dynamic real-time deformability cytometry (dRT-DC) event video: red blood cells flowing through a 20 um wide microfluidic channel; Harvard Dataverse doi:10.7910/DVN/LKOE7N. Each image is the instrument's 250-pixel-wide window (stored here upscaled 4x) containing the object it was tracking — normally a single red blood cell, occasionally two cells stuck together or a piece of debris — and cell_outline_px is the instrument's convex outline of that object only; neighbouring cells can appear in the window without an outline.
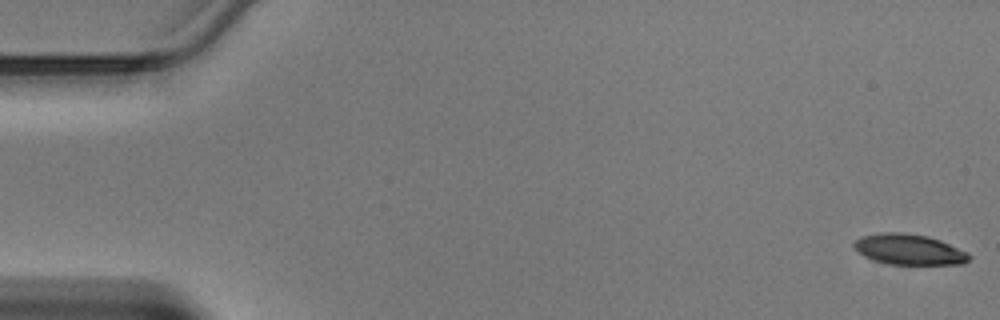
{"species": "Egyptian fruit bat (a non-hibernating species)", "species_latin": "Rousettus aegyptiacus", "temperature_condition": "warm", "stored_images_in_passage": 15, "camera_frame_rate_fps": 3000, "um_per_image_px": 0.085, "animal": {"sex": "male"}, "frame": {"image": 1, "passage_image": 1, "time_ms": 0.0, "image_size_px": [1000, 320], "cell_outline_px": [[972, 256], [964, 264], [888, 264], [864, 256], [852, 244], [860, 236], [876, 232], [904, 232], [928, 236], [940, 240], [968, 252]], "centroid_in_image_um": [77.28, 21.18], "position_along_channel_um": 7.7, "area_um2": 20.58}}
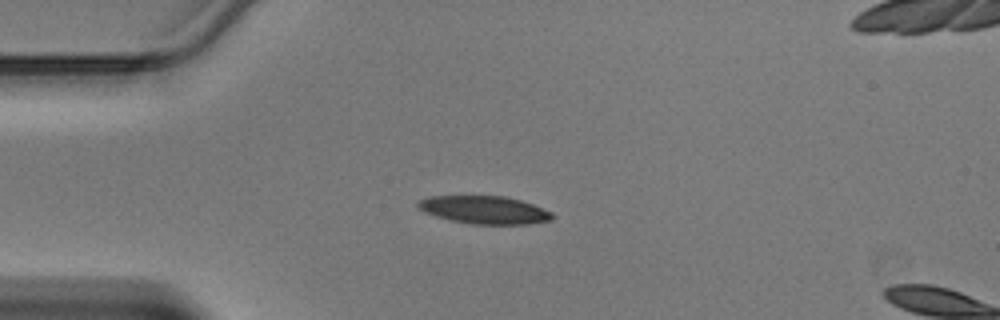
{"frame": {"image": 2, "passage_image": 12, "time_ms": 3.667, "image_size_px": [1000, 320], "cell_outline_px": [[556, 216], [552, 220], [528, 224], [472, 224], [452, 220], [436, 216], [424, 212], [416, 204], [420, 200], [428, 196], [504, 196], [520, 200], [532, 204], [552, 212]], "centroid_in_image_um": [41.2, 17.84], "position_along_channel_um": 43.8, "area_um2": 21.73}}